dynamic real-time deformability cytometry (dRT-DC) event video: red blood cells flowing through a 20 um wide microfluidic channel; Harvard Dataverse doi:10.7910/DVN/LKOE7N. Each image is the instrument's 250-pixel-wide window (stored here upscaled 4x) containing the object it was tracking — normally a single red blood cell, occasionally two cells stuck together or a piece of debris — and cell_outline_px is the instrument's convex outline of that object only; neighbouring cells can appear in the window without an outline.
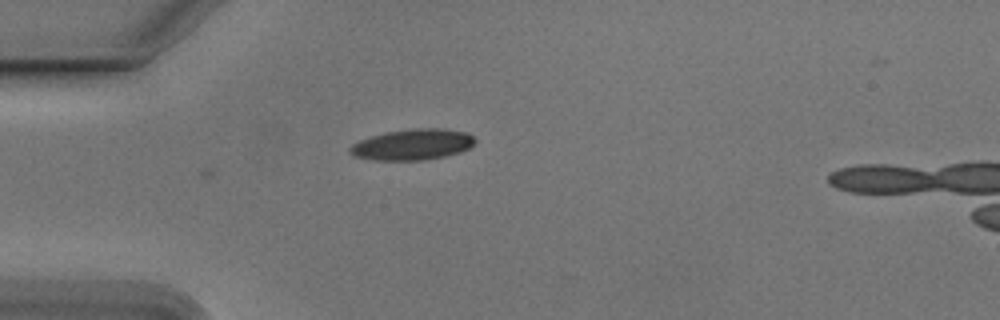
{"species": "Egyptian fruit bat (a non-hibernating species)", "species_latin": "Rousettus aegyptiacus", "temperature_condition": "cold", "stored_images_in_passage": 3, "camera_frame_rate_fps": 3000, "um_per_image_px": 0.085, "animal": {"sex": "male"}, "frame": {"image": 1, "passage_image": 1, "time_ms": 0.0, "image_size_px": [1000, 320], "cell_outline_px": [[476, 140], [468, 148], [460, 152], [444, 156], [424, 160], [372, 160], [352, 156], [348, 152], [348, 148], [352, 144], [360, 140], [384, 132], [412, 128], [444, 128], [468, 132]], "centroid_in_image_um": [35.03, 12.28], "position_along_channel_um": 50.0, "area_um2": 22.72}}